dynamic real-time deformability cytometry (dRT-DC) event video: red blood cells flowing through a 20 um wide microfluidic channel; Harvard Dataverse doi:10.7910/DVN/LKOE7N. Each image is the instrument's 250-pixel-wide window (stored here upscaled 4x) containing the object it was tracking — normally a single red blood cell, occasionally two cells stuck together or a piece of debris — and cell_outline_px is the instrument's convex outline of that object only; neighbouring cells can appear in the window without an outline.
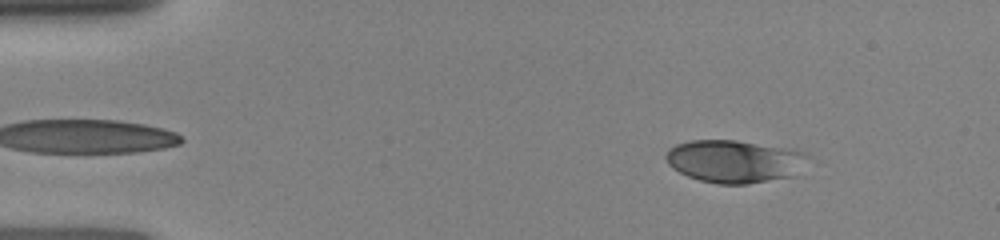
{"species": "human", "species_latin": "Homo sapiens", "temperature_condition": "room temperature", "stored_images_in_passage": 15, "camera_frame_rate_fps": 3000, "um_per_image_px": 0.085, "donor": {"sex": "female"}, "frame": {"image": 1, "passage_image": 5, "time_ms": 1.333, "image_size_px": [1000, 240], "cell_outline_px": [[808, 156], [792, 176], [748, 184], [716, 184], [700, 180], [688, 176], [672, 168], [668, 164], [664, 156], [668, 148], [676, 144], [688, 140], [736, 140], [784, 148], [800, 152]], "centroid_in_image_um": [62.3, 13.71], "position_along_channel_um": 22.7, "area_um2": 34.85}}
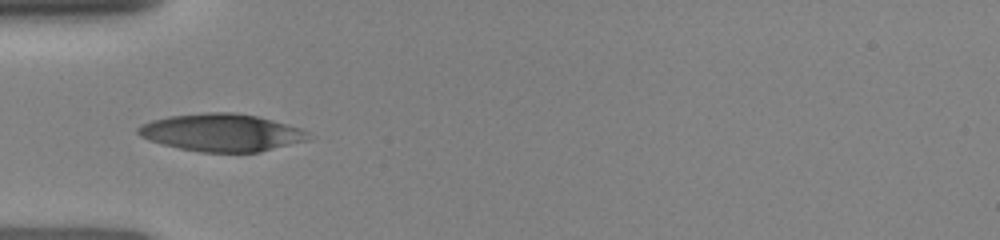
{"frame": {"image": 2, "passage_image": 12, "time_ms": 4.333, "image_size_px": [1000, 240], "cell_outline_px": [[308, 140], [260, 152], [200, 152], [180, 148], [148, 140], [140, 136], [136, 132], [136, 128], [140, 124], [152, 120], [168, 116], [204, 112], [232, 112], [256, 116], [272, 120], [300, 128], [308, 132]], "centroid_in_image_um": [18.79, 11.26], "position_along_channel_um": 66.2, "area_um2": 37.17}}
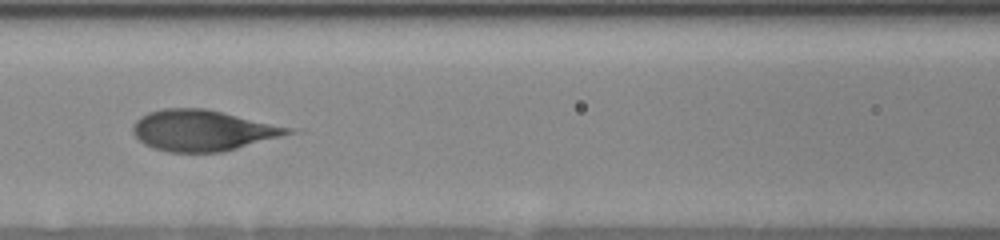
{"frame": {"image": 3, "passage_image": 14, "time_ms": 6.333, "image_size_px": [1000, 240], "cell_outline_px": [[300, 132], [220, 152], [168, 152], [152, 148], [144, 144], [132, 132], [132, 124], [140, 116], [148, 112], [164, 108], [204, 108], [300, 128]], "centroid_in_image_um": [17.31, 11.07], "position_along_channel_um": 149.3, "area_um2": 37.63}}